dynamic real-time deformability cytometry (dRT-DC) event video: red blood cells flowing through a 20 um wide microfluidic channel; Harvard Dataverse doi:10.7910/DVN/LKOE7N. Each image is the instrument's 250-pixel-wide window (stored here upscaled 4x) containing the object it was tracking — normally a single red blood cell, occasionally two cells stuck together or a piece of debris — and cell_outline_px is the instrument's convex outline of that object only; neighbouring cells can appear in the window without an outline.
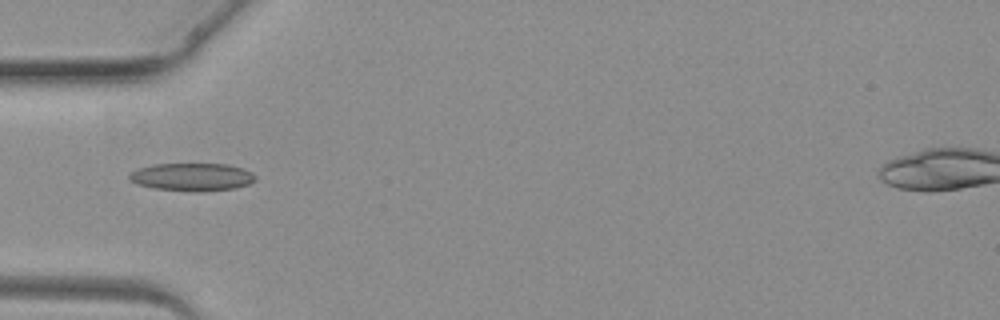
{"species": "common noctule bat (a hibernating species)", "species_latin": "Nyctalus noctula", "temperature_condition": "warm", "stored_images_in_passage": 3, "camera_frame_rate_fps": 3000, "um_per_image_px": 0.085, "animal": {"sex": "female", "body_mass_g": 19.3, "forearm_length_mm": 54.1}, "frame": {"image": 1, "passage_image": 3, "time_ms": 3.333, "image_size_px": [1000, 320], "cell_outline_px": [[256, 180], [248, 184], [236, 188], [196, 192], [192, 192], [156, 188], [136, 184], [128, 180], [128, 172], [136, 168], [152, 164], [228, 164], [244, 168], [252, 172], [256, 176]], "centroid_in_image_um": [16.29, 15.03], "position_along_channel_um": 68.7, "area_um2": 20.81}}